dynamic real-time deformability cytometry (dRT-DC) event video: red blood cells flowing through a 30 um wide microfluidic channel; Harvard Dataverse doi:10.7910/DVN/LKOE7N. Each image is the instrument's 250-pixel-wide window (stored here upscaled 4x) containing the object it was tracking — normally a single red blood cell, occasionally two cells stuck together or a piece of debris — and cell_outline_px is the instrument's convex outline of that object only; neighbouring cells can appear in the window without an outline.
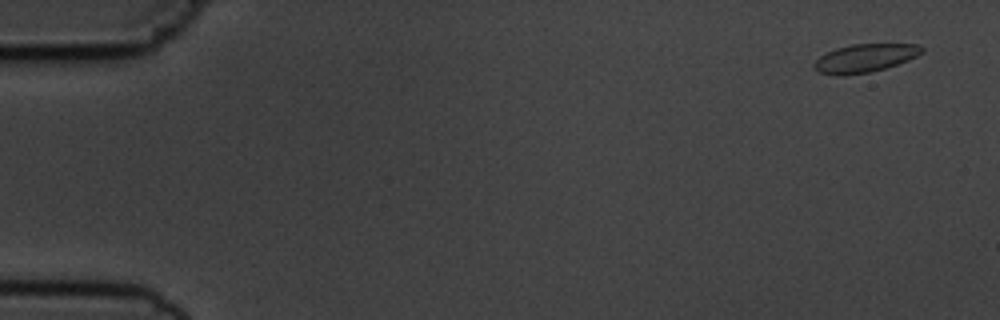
{"species": "common noctule bat (a hibernating species)", "species_latin": "Nyctalus noctula", "temperature_condition": "cold", "stored_images_in_passage": 5, "camera_frame_rate_fps": 3000, "um_per_image_px": 0.085, "animal": {"sex": "male", "body_mass_g": 19.5, "forearm_length_mm": 54.6}, "frame": {"image": 1, "passage_image": 1, "time_ms": 0.0, "image_size_px": [1000, 320], "cell_outline_px": [[924, 52], [908, 60], [884, 68], [868, 72], [844, 76], [840, 76], [820, 72], [812, 68], [812, 64], [820, 56], [836, 48], [852, 44], [920, 44], [924, 48]], "centroid_in_image_um": [73.51, 4.93], "position_along_channel_um": 11.5, "area_um2": 17.69}}
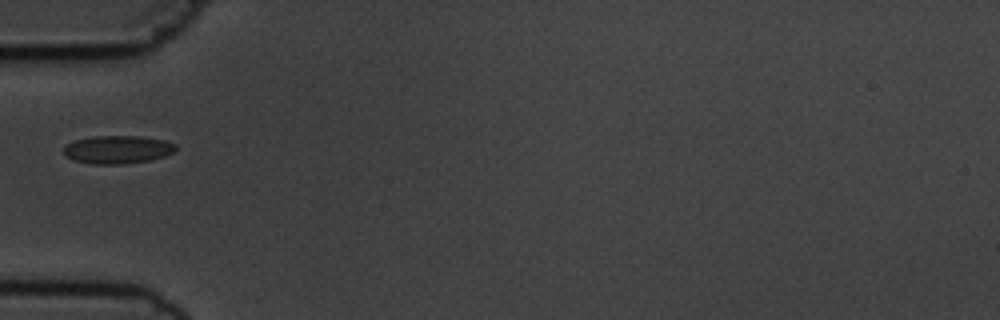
{"frame": {"image": 2, "passage_image": 5, "time_ms": 5.333, "image_size_px": [1000, 320], "cell_outline_px": [[176, 148], [172, 152], [164, 156], [152, 160], [124, 164], [92, 164], [72, 160], [64, 156], [64, 148], [68, 144], [76, 140], [92, 136], [140, 136], [164, 140], [176, 144]], "centroid_in_image_um": [9.99, 12.72], "position_along_channel_um": 75.0, "area_um2": 18.38}}